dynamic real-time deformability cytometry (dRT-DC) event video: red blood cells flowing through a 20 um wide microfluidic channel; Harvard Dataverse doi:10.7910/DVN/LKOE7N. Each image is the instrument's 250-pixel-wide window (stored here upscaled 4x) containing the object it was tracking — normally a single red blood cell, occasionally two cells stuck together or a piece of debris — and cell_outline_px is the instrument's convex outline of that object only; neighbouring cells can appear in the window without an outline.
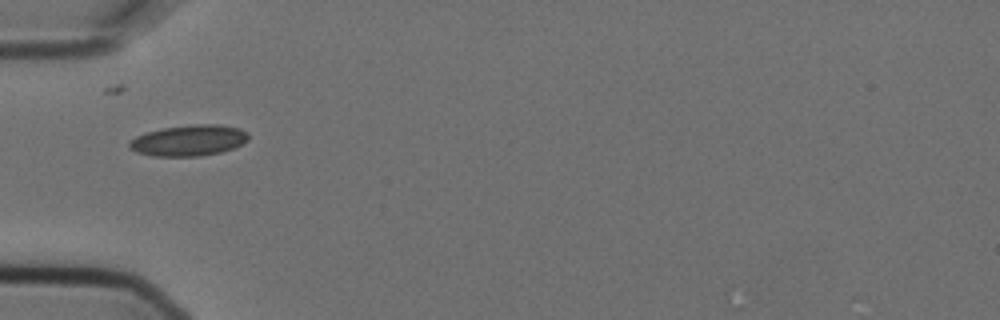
{"species": "Egyptian fruit bat (a non-hibernating species)", "species_latin": "Rousettus aegyptiacus", "temperature_condition": "cold", "stored_images_in_passage": 1, "camera_frame_rate_fps": 3000, "um_per_image_px": 0.085, "animal": {"sex": "female"}, "frame": {"image": 1, "passage_image": 1, "time_ms": 0.0, "image_size_px": [1000, 320], "cell_outline_px": [[248, 140], [232, 148], [220, 152], [196, 156], [152, 156], [136, 152], [128, 148], [128, 140], [136, 136], [148, 132], [164, 128], [192, 124], [220, 124], [240, 128], [248, 132]], "centroid_in_image_um": [16.02, 11.93], "position_along_channel_um": 69.0, "area_um2": 21.5}}